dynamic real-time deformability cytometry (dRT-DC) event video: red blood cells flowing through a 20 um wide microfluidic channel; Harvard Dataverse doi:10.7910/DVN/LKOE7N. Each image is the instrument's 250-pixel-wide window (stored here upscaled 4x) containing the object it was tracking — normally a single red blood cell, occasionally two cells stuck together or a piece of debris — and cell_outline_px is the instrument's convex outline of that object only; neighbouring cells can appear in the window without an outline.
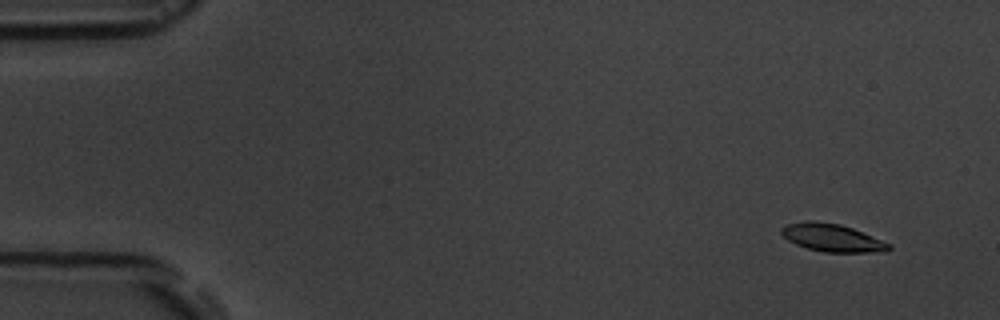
{"species": "common noctule bat (a hibernating species)", "species_latin": "Nyctalus noctula", "temperature_condition": "room temperature", "stored_images_in_passage": 10, "camera_frame_rate_fps": 3000, "um_per_image_px": 0.085, "animal": {"sex": "male", "body_mass_g": 19.5, "forearm_length_mm": 54.6}, "frame": {"image": 1, "passage_image": 2, "time_ms": 1.0, "image_size_px": [1000, 320], "cell_outline_px": [[892, 248], [888, 252], [824, 252], [808, 248], [796, 244], [788, 240], [780, 232], [780, 228], [788, 224], [808, 220], [816, 220], [840, 224], [852, 228], [892, 244]], "centroid_in_image_um": [70.76, 20.21], "position_along_channel_um": 14.2, "area_um2": 17.46}}
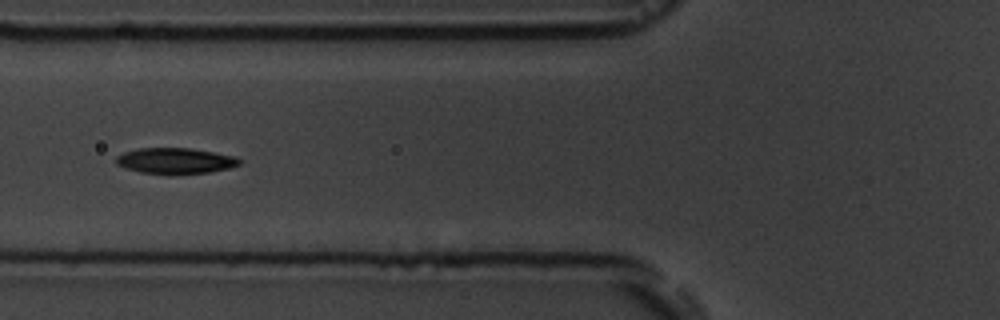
{"frame": {"image": 2, "passage_image": 7, "time_ms": 7.0, "image_size_px": [1000, 320], "cell_outline_px": [[244, 160], [240, 164], [228, 168], [208, 172], [172, 176], [140, 172], [124, 168], [116, 164], [116, 156], [124, 152], [136, 148], [192, 148], [236, 156]], "centroid_in_image_um": [14.9, 13.68], "position_along_channel_um": 110.9, "area_um2": 19.13}}
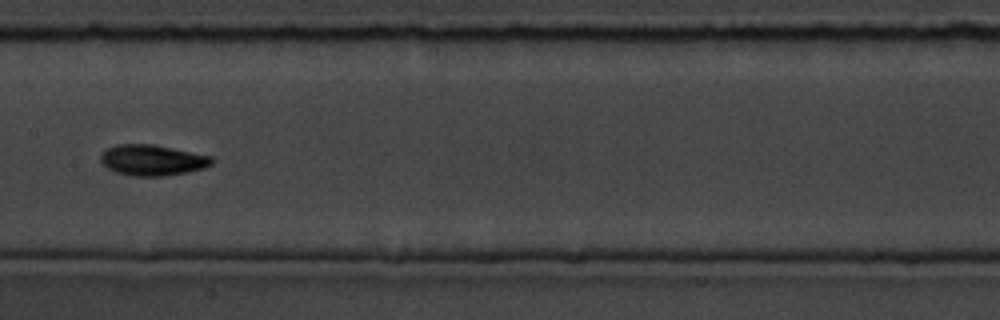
{"frame": {"image": 3, "passage_image": 9, "time_ms": 9.333, "image_size_px": [1000, 320], "cell_outline_px": [[212, 164], [204, 168], [188, 172], [164, 176], [132, 176], [116, 172], [108, 168], [100, 160], [100, 156], [108, 148], [116, 144], [152, 144], [212, 156]], "centroid_in_image_um": [12.96, 13.61], "position_along_channel_um": 194.4, "area_um2": 19.83}}